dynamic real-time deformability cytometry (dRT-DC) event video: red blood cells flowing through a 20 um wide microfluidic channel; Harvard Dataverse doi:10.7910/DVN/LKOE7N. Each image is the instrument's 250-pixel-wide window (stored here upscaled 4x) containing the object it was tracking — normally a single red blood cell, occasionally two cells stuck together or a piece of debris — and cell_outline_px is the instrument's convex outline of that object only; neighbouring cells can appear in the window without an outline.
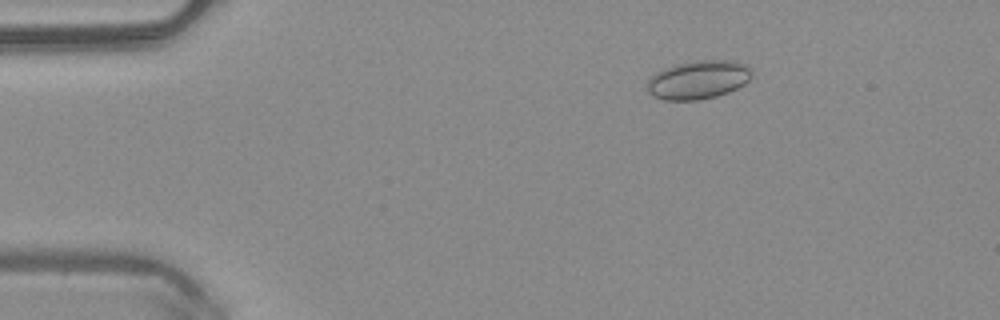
{"species": "common noctule bat (a hibernating species)", "species_latin": "Nyctalus noctula", "temperature_condition": "warm", "stored_images_in_passage": 51, "camera_frame_rate_fps": 3000, "um_per_image_px": 0.085, "animal": {"sex": "male", "body_mass_g": 20.4}, "frame": {"image": 1, "passage_image": 9, "time_ms": 2.667, "image_size_px": [1000, 320], "cell_outline_px": [[752, 76], [744, 84], [728, 92], [716, 96], [696, 100], [664, 100], [652, 96], [648, 92], [648, 80], [656, 72], [664, 68], [676, 64], [700, 60], [728, 60], [744, 64], [748, 68]], "centroid_in_image_um": [59.32, 6.79], "position_along_channel_um": 25.7, "area_um2": 23.24}}
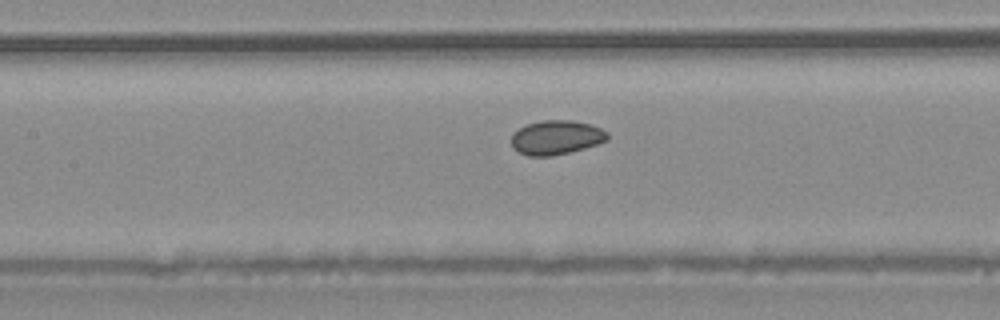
{"frame": {"image": 2, "passage_image": 24, "time_ms": 7.667, "image_size_px": [1000, 320], "cell_outline_px": [[608, 140], [584, 148], [552, 156], [528, 156], [512, 148], [512, 132], [528, 124], [544, 120], [572, 120], [588, 124], [600, 128], [608, 132]], "centroid_in_image_um": [47.27, 11.68], "position_along_channel_um": 160.1, "area_um2": 19.02}}
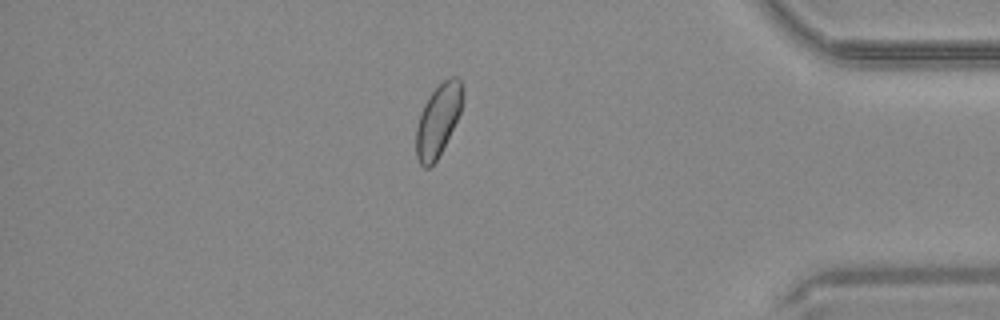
{"frame": {"image": 3, "passage_image": 44, "time_ms": 14.333, "image_size_px": [1000, 320], "cell_outline_px": [[464, 88], [460, 112], [436, 160], [428, 168], [424, 168], [420, 164], [416, 156], [416, 128], [424, 104], [428, 96], [448, 76], [456, 76], [460, 80]], "centroid_in_image_um": [37.23, 10.18], "position_along_channel_um": 398.0, "area_um2": 19.13}}